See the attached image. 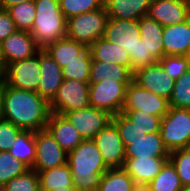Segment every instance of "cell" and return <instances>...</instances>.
Masks as SVG:
<instances>
[{"label":"cell","instance_id":"cell-16","mask_svg":"<svg viewBox=\"0 0 190 191\" xmlns=\"http://www.w3.org/2000/svg\"><path fill=\"white\" fill-rule=\"evenodd\" d=\"M133 81L140 87L169 100L175 80H173L157 62L152 66L134 71Z\"/></svg>","mask_w":190,"mask_h":191},{"label":"cell","instance_id":"cell-15","mask_svg":"<svg viewBox=\"0 0 190 191\" xmlns=\"http://www.w3.org/2000/svg\"><path fill=\"white\" fill-rule=\"evenodd\" d=\"M147 16L163 27L186 22L190 19V1L151 0Z\"/></svg>","mask_w":190,"mask_h":191},{"label":"cell","instance_id":"cell-30","mask_svg":"<svg viewBox=\"0 0 190 191\" xmlns=\"http://www.w3.org/2000/svg\"><path fill=\"white\" fill-rule=\"evenodd\" d=\"M151 191H180L182 184L175 166L167 160L157 176L148 184Z\"/></svg>","mask_w":190,"mask_h":191},{"label":"cell","instance_id":"cell-35","mask_svg":"<svg viewBox=\"0 0 190 191\" xmlns=\"http://www.w3.org/2000/svg\"><path fill=\"white\" fill-rule=\"evenodd\" d=\"M30 168L13 157L9 151L0 152V184L5 185L8 181L25 173Z\"/></svg>","mask_w":190,"mask_h":191},{"label":"cell","instance_id":"cell-10","mask_svg":"<svg viewBox=\"0 0 190 191\" xmlns=\"http://www.w3.org/2000/svg\"><path fill=\"white\" fill-rule=\"evenodd\" d=\"M35 143L36 156L31 169L37 173L67 163L68 153L61 148L46 129L35 132Z\"/></svg>","mask_w":190,"mask_h":191},{"label":"cell","instance_id":"cell-25","mask_svg":"<svg viewBox=\"0 0 190 191\" xmlns=\"http://www.w3.org/2000/svg\"><path fill=\"white\" fill-rule=\"evenodd\" d=\"M87 49L88 46L86 44L67 37L48 44L44 48L61 68L65 67L72 60H75L77 56L82 55Z\"/></svg>","mask_w":190,"mask_h":191},{"label":"cell","instance_id":"cell-1","mask_svg":"<svg viewBox=\"0 0 190 191\" xmlns=\"http://www.w3.org/2000/svg\"><path fill=\"white\" fill-rule=\"evenodd\" d=\"M49 102L37 92L13 88L4 83L3 118L22 131H40L47 126Z\"/></svg>","mask_w":190,"mask_h":191},{"label":"cell","instance_id":"cell-5","mask_svg":"<svg viewBox=\"0 0 190 191\" xmlns=\"http://www.w3.org/2000/svg\"><path fill=\"white\" fill-rule=\"evenodd\" d=\"M160 135L169 152L190 147V109L170 107L162 117Z\"/></svg>","mask_w":190,"mask_h":191},{"label":"cell","instance_id":"cell-28","mask_svg":"<svg viewBox=\"0 0 190 191\" xmlns=\"http://www.w3.org/2000/svg\"><path fill=\"white\" fill-rule=\"evenodd\" d=\"M9 153L32 168L36 156L35 132L21 131L9 149Z\"/></svg>","mask_w":190,"mask_h":191},{"label":"cell","instance_id":"cell-22","mask_svg":"<svg viewBox=\"0 0 190 191\" xmlns=\"http://www.w3.org/2000/svg\"><path fill=\"white\" fill-rule=\"evenodd\" d=\"M165 55H184L190 44V19L186 22L163 27Z\"/></svg>","mask_w":190,"mask_h":191},{"label":"cell","instance_id":"cell-50","mask_svg":"<svg viewBox=\"0 0 190 191\" xmlns=\"http://www.w3.org/2000/svg\"><path fill=\"white\" fill-rule=\"evenodd\" d=\"M180 191H190V185H188V186H183Z\"/></svg>","mask_w":190,"mask_h":191},{"label":"cell","instance_id":"cell-29","mask_svg":"<svg viewBox=\"0 0 190 191\" xmlns=\"http://www.w3.org/2000/svg\"><path fill=\"white\" fill-rule=\"evenodd\" d=\"M134 180L122 168H109L101 177L97 191H131Z\"/></svg>","mask_w":190,"mask_h":191},{"label":"cell","instance_id":"cell-31","mask_svg":"<svg viewBox=\"0 0 190 191\" xmlns=\"http://www.w3.org/2000/svg\"><path fill=\"white\" fill-rule=\"evenodd\" d=\"M92 56L89 48L75 60L61 68L64 80L76 79L81 82H89Z\"/></svg>","mask_w":190,"mask_h":191},{"label":"cell","instance_id":"cell-8","mask_svg":"<svg viewBox=\"0 0 190 191\" xmlns=\"http://www.w3.org/2000/svg\"><path fill=\"white\" fill-rule=\"evenodd\" d=\"M40 78L39 52L31 58L7 64L0 77L13 88L34 92L38 90Z\"/></svg>","mask_w":190,"mask_h":191},{"label":"cell","instance_id":"cell-7","mask_svg":"<svg viewBox=\"0 0 190 191\" xmlns=\"http://www.w3.org/2000/svg\"><path fill=\"white\" fill-rule=\"evenodd\" d=\"M89 106V82L76 79L63 80L57 94L49 102L50 112L60 115Z\"/></svg>","mask_w":190,"mask_h":191},{"label":"cell","instance_id":"cell-3","mask_svg":"<svg viewBox=\"0 0 190 191\" xmlns=\"http://www.w3.org/2000/svg\"><path fill=\"white\" fill-rule=\"evenodd\" d=\"M35 20L31 30L36 44L44 49L48 44L66 37L67 19L59 0H34Z\"/></svg>","mask_w":190,"mask_h":191},{"label":"cell","instance_id":"cell-20","mask_svg":"<svg viewBox=\"0 0 190 191\" xmlns=\"http://www.w3.org/2000/svg\"><path fill=\"white\" fill-rule=\"evenodd\" d=\"M169 158H126L123 168L135 183L149 184Z\"/></svg>","mask_w":190,"mask_h":191},{"label":"cell","instance_id":"cell-12","mask_svg":"<svg viewBox=\"0 0 190 191\" xmlns=\"http://www.w3.org/2000/svg\"><path fill=\"white\" fill-rule=\"evenodd\" d=\"M40 50L41 48L29 31L16 30L0 43L4 67L7 64L31 58Z\"/></svg>","mask_w":190,"mask_h":191},{"label":"cell","instance_id":"cell-38","mask_svg":"<svg viewBox=\"0 0 190 191\" xmlns=\"http://www.w3.org/2000/svg\"><path fill=\"white\" fill-rule=\"evenodd\" d=\"M158 63L175 81L190 69L189 60L184 55H165L158 60Z\"/></svg>","mask_w":190,"mask_h":191},{"label":"cell","instance_id":"cell-48","mask_svg":"<svg viewBox=\"0 0 190 191\" xmlns=\"http://www.w3.org/2000/svg\"><path fill=\"white\" fill-rule=\"evenodd\" d=\"M3 71H4V63L2 61L1 53H0V77H1V75L3 73Z\"/></svg>","mask_w":190,"mask_h":191},{"label":"cell","instance_id":"cell-13","mask_svg":"<svg viewBox=\"0 0 190 191\" xmlns=\"http://www.w3.org/2000/svg\"><path fill=\"white\" fill-rule=\"evenodd\" d=\"M64 116L73 124L84 140L93 139L100 130L112 121V115L92 106L69 111Z\"/></svg>","mask_w":190,"mask_h":191},{"label":"cell","instance_id":"cell-33","mask_svg":"<svg viewBox=\"0 0 190 191\" xmlns=\"http://www.w3.org/2000/svg\"><path fill=\"white\" fill-rule=\"evenodd\" d=\"M121 113L145 134L160 132L162 120L160 116L151 115L142 110H121Z\"/></svg>","mask_w":190,"mask_h":191},{"label":"cell","instance_id":"cell-9","mask_svg":"<svg viewBox=\"0 0 190 191\" xmlns=\"http://www.w3.org/2000/svg\"><path fill=\"white\" fill-rule=\"evenodd\" d=\"M169 100L145 90L132 81L126 88L122 110H142L163 117L169 110Z\"/></svg>","mask_w":190,"mask_h":191},{"label":"cell","instance_id":"cell-51","mask_svg":"<svg viewBox=\"0 0 190 191\" xmlns=\"http://www.w3.org/2000/svg\"><path fill=\"white\" fill-rule=\"evenodd\" d=\"M0 191H7L6 186L0 184Z\"/></svg>","mask_w":190,"mask_h":191},{"label":"cell","instance_id":"cell-2","mask_svg":"<svg viewBox=\"0 0 190 191\" xmlns=\"http://www.w3.org/2000/svg\"><path fill=\"white\" fill-rule=\"evenodd\" d=\"M73 186L79 191H97L102 175L109 169L93 139L83 140L68 153Z\"/></svg>","mask_w":190,"mask_h":191},{"label":"cell","instance_id":"cell-27","mask_svg":"<svg viewBox=\"0 0 190 191\" xmlns=\"http://www.w3.org/2000/svg\"><path fill=\"white\" fill-rule=\"evenodd\" d=\"M38 176L40 191H52L57 188L73 186L72 172L68 163L40 171Z\"/></svg>","mask_w":190,"mask_h":191},{"label":"cell","instance_id":"cell-4","mask_svg":"<svg viewBox=\"0 0 190 191\" xmlns=\"http://www.w3.org/2000/svg\"><path fill=\"white\" fill-rule=\"evenodd\" d=\"M108 18L104 6L92 12L70 17L67 19L66 37L89 47L96 40L103 38Z\"/></svg>","mask_w":190,"mask_h":191},{"label":"cell","instance_id":"cell-32","mask_svg":"<svg viewBox=\"0 0 190 191\" xmlns=\"http://www.w3.org/2000/svg\"><path fill=\"white\" fill-rule=\"evenodd\" d=\"M6 11L10 14L17 30L31 32L36 11L34 0L12 5Z\"/></svg>","mask_w":190,"mask_h":191},{"label":"cell","instance_id":"cell-36","mask_svg":"<svg viewBox=\"0 0 190 191\" xmlns=\"http://www.w3.org/2000/svg\"><path fill=\"white\" fill-rule=\"evenodd\" d=\"M66 19L85 12H92L104 6V0H59Z\"/></svg>","mask_w":190,"mask_h":191},{"label":"cell","instance_id":"cell-19","mask_svg":"<svg viewBox=\"0 0 190 191\" xmlns=\"http://www.w3.org/2000/svg\"><path fill=\"white\" fill-rule=\"evenodd\" d=\"M45 129L66 153H70L84 140L73 124L64 115L57 113H50Z\"/></svg>","mask_w":190,"mask_h":191},{"label":"cell","instance_id":"cell-6","mask_svg":"<svg viewBox=\"0 0 190 191\" xmlns=\"http://www.w3.org/2000/svg\"><path fill=\"white\" fill-rule=\"evenodd\" d=\"M129 84L114 79L89 83L90 106L106 111L112 116L119 114L125 102L126 88Z\"/></svg>","mask_w":190,"mask_h":191},{"label":"cell","instance_id":"cell-43","mask_svg":"<svg viewBox=\"0 0 190 191\" xmlns=\"http://www.w3.org/2000/svg\"><path fill=\"white\" fill-rule=\"evenodd\" d=\"M16 30L10 14L6 10L0 9V43Z\"/></svg>","mask_w":190,"mask_h":191},{"label":"cell","instance_id":"cell-14","mask_svg":"<svg viewBox=\"0 0 190 191\" xmlns=\"http://www.w3.org/2000/svg\"><path fill=\"white\" fill-rule=\"evenodd\" d=\"M103 38L124 48L129 56L135 55V47L141 39L139 20L108 18Z\"/></svg>","mask_w":190,"mask_h":191},{"label":"cell","instance_id":"cell-39","mask_svg":"<svg viewBox=\"0 0 190 191\" xmlns=\"http://www.w3.org/2000/svg\"><path fill=\"white\" fill-rule=\"evenodd\" d=\"M7 191H40L39 176L34 169L14 177L6 184Z\"/></svg>","mask_w":190,"mask_h":191},{"label":"cell","instance_id":"cell-45","mask_svg":"<svg viewBox=\"0 0 190 191\" xmlns=\"http://www.w3.org/2000/svg\"><path fill=\"white\" fill-rule=\"evenodd\" d=\"M4 82L0 79V120H3Z\"/></svg>","mask_w":190,"mask_h":191},{"label":"cell","instance_id":"cell-18","mask_svg":"<svg viewBox=\"0 0 190 191\" xmlns=\"http://www.w3.org/2000/svg\"><path fill=\"white\" fill-rule=\"evenodd\" d=\"M39 59L41 78L37 93L50 102L64 80L61 67L44 49L39 51Z\"/></svg>","mask_w":190,"mask_h":191},{"label":"cell","instance_id":"cell-11","mask_svg":"<svg viewBox=\"0 0 190 191\" xmlns=\"http://www.w3.org/2000/svg\"><path fill=\"white\" fill-rule=\"evenodd\" d=\"M108 168H122L125 164V147L116 125L111 121L93 138Z\"/></svg>","mask_w":190,"mask_h":191},{"label":"cell","instance_id":"cell-41","mask_svg":"<svg viewBox=\"0 0 190 191\" xmlns=\"http://www.w3.org/2000/svg\"><path fill=\"white\" fill-rule=\"evenodd\" d=\"M132 63V72L139 68L152 66L158 62V60L147 50L144 41L140 39L135 47V55H130Z\"/></svg>","mask_w":190,"mask_h":191},{"label":"cell","instance_id":"cell-17","mask_svg":"<svg viewBox=\"0 0 190 191\" xmlns=\"http://www.w3.org/2000/svg\"><path fill=\"white\" fill-rule=\"evenodd\" d=\"M126 158H169L170 152L160 132L147 133L135 140H122Z\"/></svg>","mask_w":190,"mask_h":191},{"label":"cell","instance_id":"cell-40","mask_svg":"<svg viewBox=\"0 0 190 191\" xmlns=\"http://www.w3.org/2000/svg\"><path fill=\"white\" fill-rule=\"evenodd\" d=\"M112 122L116 125L122 140H135L145 134L136 125L128 120L121 112L112 116Z\"/></svg>","mask_w":190,"mask_h":191},{"label":"cell","instance_id":"cell-42","mask_svg":"<svg viewBox=\"0 0 190 191\" xmlns=\"http://www.w3.org/2000/svg\"><path fill=\"white\" fill-rule=\"evenodd\" d=\"M21 131L12 122L4 119L0 120V152L9 151Z\"/></svg>","mask_w":190,"mask_h":191},{"label":"cell","instance_id":"cell-34","mask_svg":"<svg viewBox=\"0 0 190 191\" xmlns=\"http://www.w3.org/2000/svg\"><path fill=\"white\" fill-rule=\"evenodd\" d=\"M169 106L190 109V69L175 81Z\"/></svg>","mask_w":190,"mask_h":191},{"label":"cell","instance_id":"cell-44","mask_svg":"<svg viewBox=\"0 0 190 191\" xmlns=\"http://www.w3.org/2000/svg\"><path fill=\"white\" fill-rule=\"evenodd\" d=\"M33 0H0V9L6 10L8 7L20 2H28Z\"/></svg>","mask_w":190,"mask_h":191},{"label":"cell","instance_id":"cell-46","mask_svg":"<svg viewBox=\"0 0 190 191\" xmlns=\"http://www.w3.org/2000/svg\"><path fill=\"white\" fill-rule=\"evenodd\" d=\"M131 191H151L148 184L135 183Z\"/></svg>","mask_w":190,"mask_h":191},{"label":"cell","instance_id":"cell-49","mask_svg":"<svg viewBox=\"0 0 190 191\" xmlns=\"http://www.w3.org/2000/svg\"><path fill=\"white\" fill-rule=\"evenodd\" d=\"M184 56L189 60V63H190V44H189Z\"/></svg>","mask_w":190,"mask_h":191},{"label":"cell","instance_id":"cell-23","mask_svg":"<svg viewBox=\"0 0 190 191\" xmlns=\"http://www.w3.org/2000/svg\"><path fill=\"white\" fill-rule=\"evenodd\" d=\"M88 48L93 60L107 62L109 64L116 63L120 66H125L132 71V63L129 54L121 46H117L113 42L100 38Z\"/></svg>","mask_w":190,"mask_h":191},{"label":"cell","instance_id":"cell-37","mask_svg":"<svg viewBox=\"0 0 190 191\" xmlns=\"http://www.w3.org/2000/svg\"><path fill=\"white\" fill-rule=\"evenodd\" d=\"M169 160L175 166L182 186L190 185V147L170 152Z\"/></svg>","mask_w":190,"mask_h":191},{"label":"cell","instance_id":"cell-24","mask_svg":"<svg viewBox=\"0 0 190 191\" xmlns=\"http://www.w3.org/2000/svg\"><path fill=\"white\" fill-rule=\"evenodd\" d=\"M140 38L144 41L147 50L157 59L164 56L162 41L163 26L150 17L143 16L139 19Z\"/></svg>","mask_w":190,"mask_h":191},{"label":"cell","instance_id":"cell-21","mask_svg":"<svg viewBox=\"0 0 190 191\" xmlns=\"http://www.w3.org/2000/svg\"><path fill=\"white\" fill-rule=\"evenodd\" d=\"M151 0H104V7L111 19L139 20L146 16Z\"/></svg>","mask_w":190,"mask_h":191},{"label":"cell","instance_id":"cell-47","mask_svg":"<svg viewBox=\"0 0 190 191\" xmlns=\"http://www.w3.org/2000/svg\"><path fill=\"white\" fill-rule=\"evenodd\" d=\"M52 191H79V190L76 189L74 186H69V187L57 188Z\"/></svg>","mask_w":190,"mask_h":191},{"label":"cell","instance_id":"cell-26","mask_svg":"<svg viewBox=\"0 0 190 191\" xmlns=\"http://www.w3.org/2000/svg\"><path fill=\"white\" fill-rule=\"evenodd\" d=\"M134 73L125 66L116 63L95 61L92 59L89 83H98L103 79H114L122 83H131Z\"/></svg>","mask_w":190,"mask_h":191}]
</instances>
